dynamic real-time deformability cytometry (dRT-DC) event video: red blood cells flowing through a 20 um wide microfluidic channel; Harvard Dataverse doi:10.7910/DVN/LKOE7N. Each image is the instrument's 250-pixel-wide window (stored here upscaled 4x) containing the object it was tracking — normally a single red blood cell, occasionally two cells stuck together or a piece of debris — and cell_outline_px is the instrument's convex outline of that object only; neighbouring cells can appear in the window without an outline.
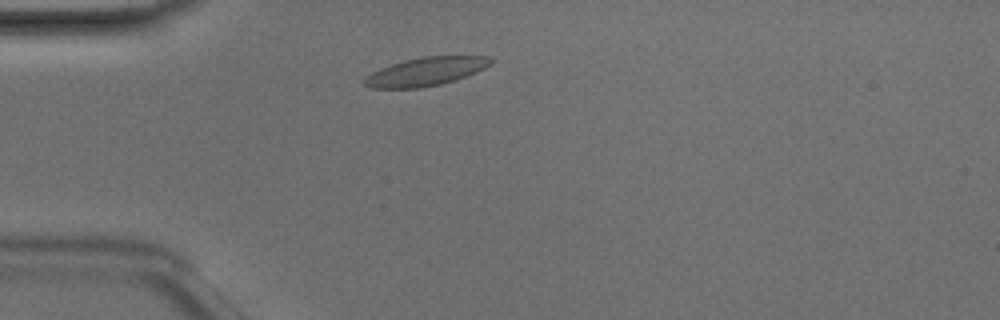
{"species": "Egyptian fruit bat (a non-hibernating species)", "species_latin": "Rousettus aegyptiacus", "temperature_condition": "room temperature", "stored_images_in_passage": 41, "camera_frame_rate_fps": 3000, "um_per_image_px": 0.085, "animal": {"sex": "male"}, "frame": {"image": 1, "passage_image": 5, "time_ms": 1.333, "image_size_px": [1000, 320], "cell_outline_px": [[492, 64], [476, 72], [440, 84], [420, 88], [372, 88], [364, 84], [364, 76], [380, 68], [404, 60], [424, 56], [488, 56], [492, 60]], "centroid_in_image_um": [36.16, 6.08], "position_along_channel_um": 48.8, "area_um2": 20.69}}
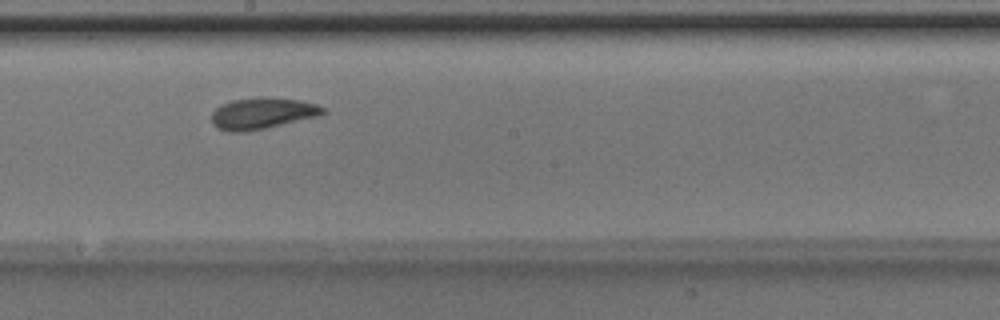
{"frame": {"image": 2, "passage_image": 19, "time_ms": 6.0, "image_size_px": [1000, 320], "cell_outline_px": [[328, 112], [320, 116], [264, 128], [244, 132], [228, 132], [216, 128], [212, 124], [212, 112], [220, 104], [232, 100], [256, 96], [260, 96], [300, 100], [316, 104], [324, 108]], "centroid_in_image_um": [22.28, 9.62], "position_along_channel_um": 225.9, "area_um2": 20.63}}
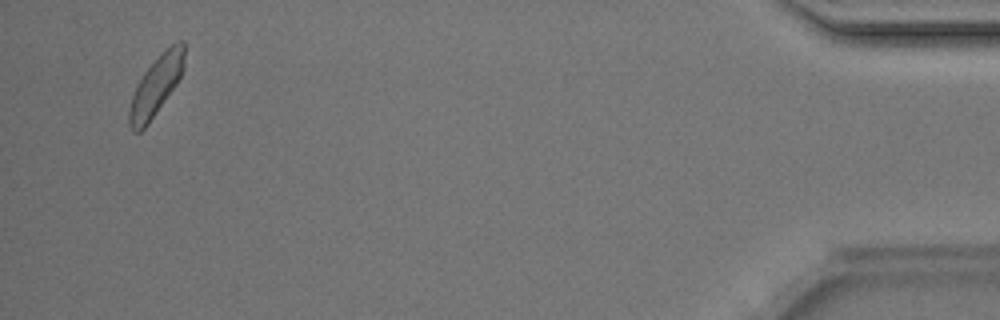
{"frame": {"image": 3, "passage_image": 39, "time_ms": 12.667, "image_size_px": [1000, 320], "cell_outline_px": [[184, 68], [176, 84], [148, 124], [140, 132], [132, 132], [128, 124], [128, 112], [132, 96], [144, 72], [176, 40], [184, 40]], "centroid_in_image_um": [13.25, 7.33], "position_along_channel_um": 421.9, "area_um2": 18.61}, "authors_computed_cell_mechanics": {"area_um2": 19.652, "velocity_mm_per_s": 4.1243, "shape_relaxation_time_tau1_ms": 3.119, "shape_relaxation_time_tau2_ms": 4.7331, "deformation_change_tau1": 0.0967, "deformation_change_tau2": 0.0726}}